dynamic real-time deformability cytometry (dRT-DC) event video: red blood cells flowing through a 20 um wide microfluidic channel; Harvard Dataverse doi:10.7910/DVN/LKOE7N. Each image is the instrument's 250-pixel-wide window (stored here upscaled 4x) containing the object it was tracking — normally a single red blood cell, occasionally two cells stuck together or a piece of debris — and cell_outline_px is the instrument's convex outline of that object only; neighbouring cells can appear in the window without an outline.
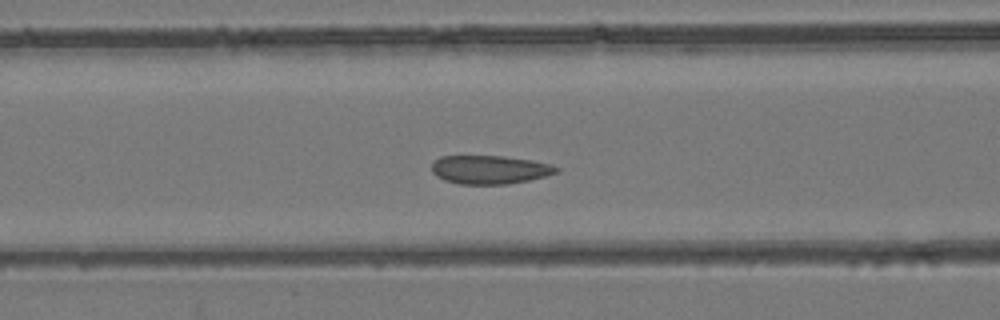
{"species": "common noctule bat (a hibernating species)", "species_latin": "Nyctalus noctula", "temperature_condition": "room temperature", "stored_images_in_passage": 46, "camera_frame_rate_fps": 3000, "um_per_image_px": 0.085, "animal": {"sex": "female", "body_mass_g": 24.6, "forearm_length_mm": 56.2}, "frame": {"image": 1, "passage_image": 19, "time_ms": 6.0, "image_size_px": [1000, 320], "cell_outline_px": [[560, 172], [528, 180], [508, 184], [460, 184], [444, 180], [436, 176], [432, 172], [432, 164], [440, 156], [500, 156], [532, 160], [548, 164], [560, 168]], "centroid_in_image_um": [41.62, 14.42], "position_along_channel_um": 125.0, "area_um2": 20.63}}
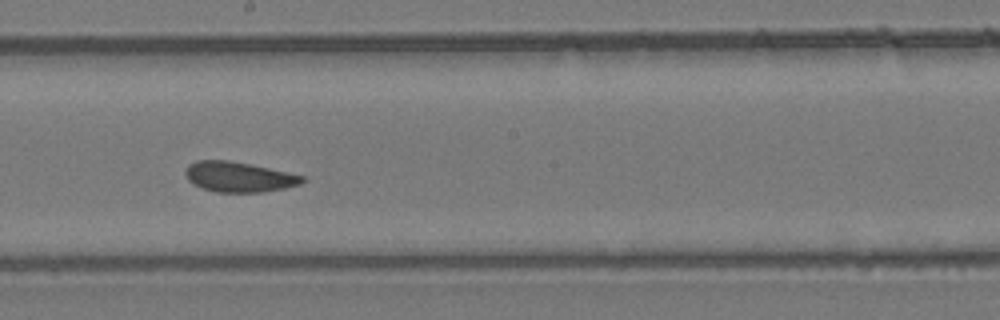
{"frame": {"image": 2, "passage_image": 27, "time_ms": 8.667, "image_size_px": [1000, 320], "cell_outline_px": [[304, 180], [300, 184], [284, 188], [260, 192], [216, 192], [204, 188], [188, 180], [184, 172], [188, 164], [196, 160], [228, 160], [268, 168], [304, 176]], "centroid_in_image_um": [20.26, 15.03], "position_along_channel_um": 227.9, "area_um2": 20.23}}
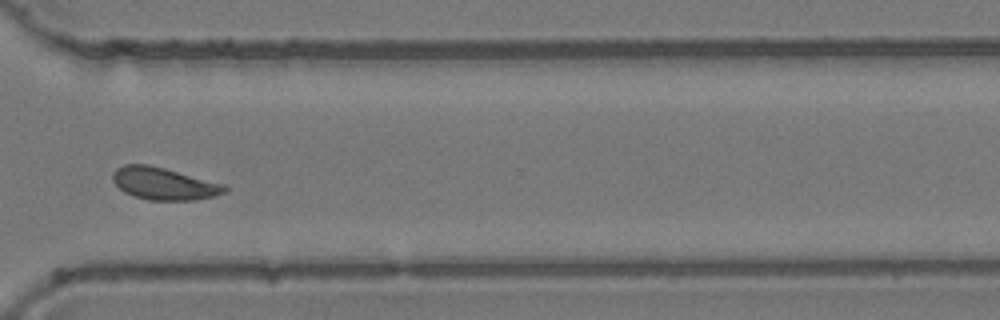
{"frame": {"image": 3, "passage_image": 37, "time_ms": 12.0, "image_size_px": [1000, 320], "cell_outline_px": [[228, 192], [216, 196], [196, 200], [148, 200], [124, 192], [112, 180], [112, 176], [116, 168], [124, 164], [148, 164], [164, 168], [224, 184], [228, 188]], "centroid_in_image_um": [13.96, 15.61], "position_along_channel_um": 356.6, "area_um2": 21.04}, "authors_computed_cell_mechanics": {"area_um2": 20.8658, "velocity_mm_per_s": 3.8653, "shape_relaxation_time_tau1_ms": null, "shape_relaxation_time_tau2_ms": 0.7412, "deformation_change_tau1": null, "deformation_change_tau2": 0.0388}}